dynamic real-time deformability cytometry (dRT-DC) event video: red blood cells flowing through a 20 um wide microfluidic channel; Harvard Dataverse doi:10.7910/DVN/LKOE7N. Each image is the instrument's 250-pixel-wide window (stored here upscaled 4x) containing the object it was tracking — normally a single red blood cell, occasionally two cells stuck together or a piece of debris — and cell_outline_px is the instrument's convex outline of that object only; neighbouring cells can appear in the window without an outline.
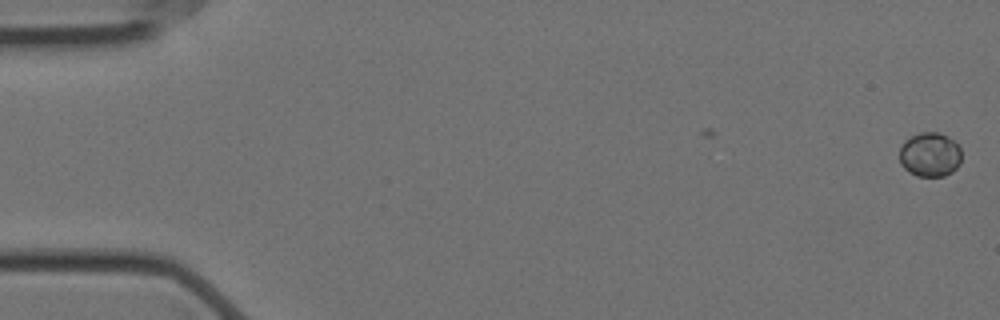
{"species": "Egyptian fruit bat (a non-hibernating species)", "species_latin": "Rousettus aegyptiacus", "temperature_condition": "cold", "stored_images_in_passage": 10, "camera_frame_rate_fps": 3000, "um_per_image_px": 0.085, "animal": {"sex": "female"}, "frame": {"image": 1, "passage_image": 1, "time_ms": 0.0, "image_size_px": [1000, 320], "cell_outline_px": [[960, 164], [952, 172], [944, 176], [916, 176], [908, 172], [900, 164], [900, 144], [904, 140], [920, 132], [940, 132], [948, 136], [960, 148]], "centroid_in_image_um": [79.02, 13.14], "position_along_channel_um": 6.0, "area_um2": 16.18}}